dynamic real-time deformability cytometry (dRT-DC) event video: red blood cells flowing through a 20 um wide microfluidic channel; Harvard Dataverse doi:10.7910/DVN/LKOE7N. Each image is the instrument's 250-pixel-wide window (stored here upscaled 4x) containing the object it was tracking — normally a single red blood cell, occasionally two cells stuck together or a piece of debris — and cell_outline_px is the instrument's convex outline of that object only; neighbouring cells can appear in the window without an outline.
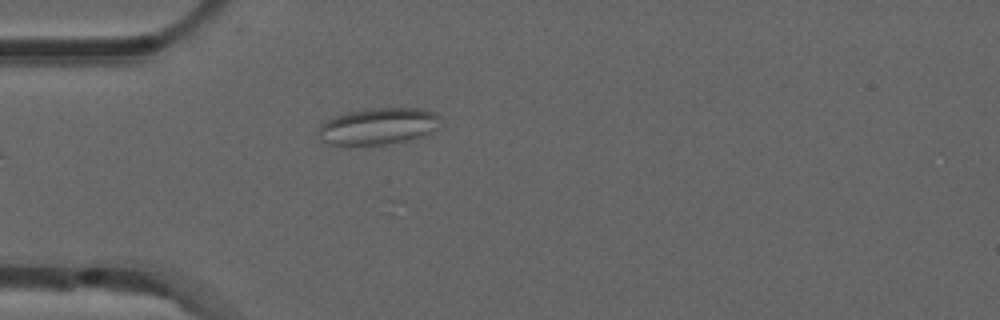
{"species": "common noctule bat (a hibernating species)", "species_latin": "Nyctalus noctula", "temperature_condition": "room temperature", "stored_images_in_passage": 1, "camera_frame_rate_fps": 3000, "um_per_image_px": 0.085, "animal": {"sex": "male", "forearm_length_mm": 52.5}, "frame": {"image": 1, "passage_image": 1, "time_ms": 0.0, "image_size_px": [1000, 320], "cell_outline_px": [[440, 116], [436, 128], [412, 140], [388, 144], [332, 144], [324, 140], [316, 132], [320, 124], [336, 116], [348, 112], [368, 108], [416, 108], [436, 112]], "centroid_in_image_um": [32.16, 10.71], "position_along_channel_um": 52.8, "area_um2": 25.72}}